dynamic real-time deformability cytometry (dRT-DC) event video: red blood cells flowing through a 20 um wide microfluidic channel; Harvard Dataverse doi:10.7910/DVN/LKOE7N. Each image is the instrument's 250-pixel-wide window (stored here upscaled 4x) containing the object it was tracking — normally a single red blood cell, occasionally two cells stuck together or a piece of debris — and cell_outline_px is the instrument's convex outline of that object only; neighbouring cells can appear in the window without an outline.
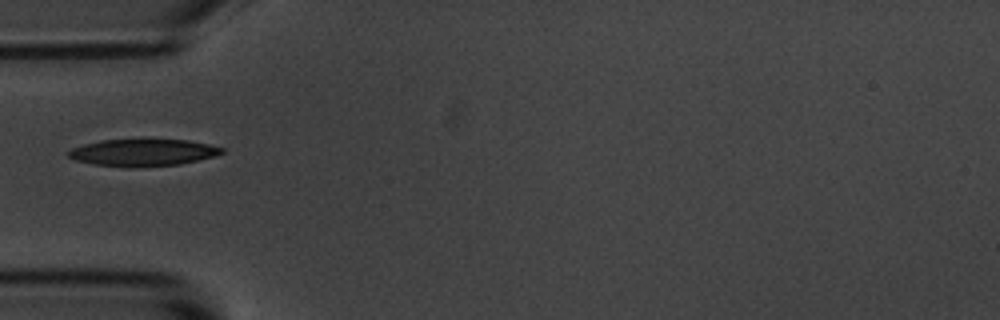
{"species": "common noctule bat (a hibernating species)", "species_latin": "Nyctalus noctula", "temperature_condition": "room temperature", "stored_images_in_passage": 38, "camera_frame_rate_fps": 3000, "um_per_image_px": 0.085, "animal": {"sex": "male", "body_mass_g": 20.1, "forearm_length_mm": 53.5}, "frame": {"image": 1, "passage_image": 1, "time_ms": 0.0, "image_size_px": [1000, 320], "cell_outline_px": [[224, 152], [212, 156], [180, 164], [96, 164], [76, 160], [68, 156], [68, 152], [72, 148], [84, 144], [100, 140], [144, 136], [188, 140], [208, 144], [224, 148]], "centroid_in_image_um": [12.17, 12.85], "position_along_channel_um": 72.8, "area_um2": 23.87}}
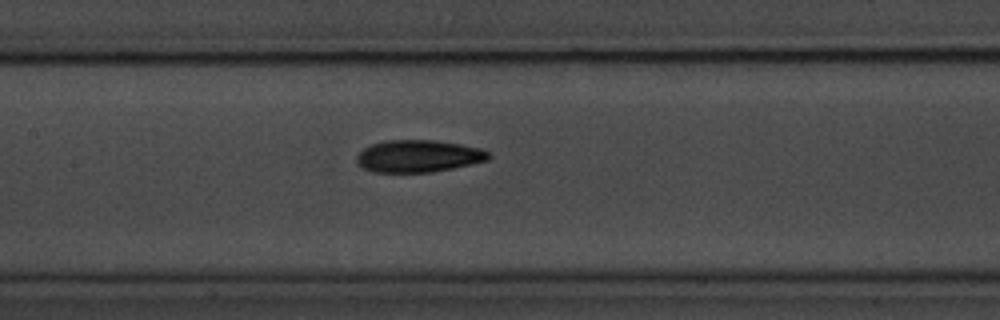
{"frame": {"image": 2, "passage_image": 9, "time_ms": 2.667, "image_size_px": [1000, 320], "cell_outline_px": [[492, 156], [488, 160], [452, 168], [432, 172], [372, 172], [364, 168], [356, 160], [356, 156], [364, 148], [372, 144], [384, 140], [436, 140], [460, 144], [480, 148], [488, 152]], "centroid_in_image_um": [35.57, 13.26], "position_along_channel_um": 171.8, "area_um2": 24.68}}
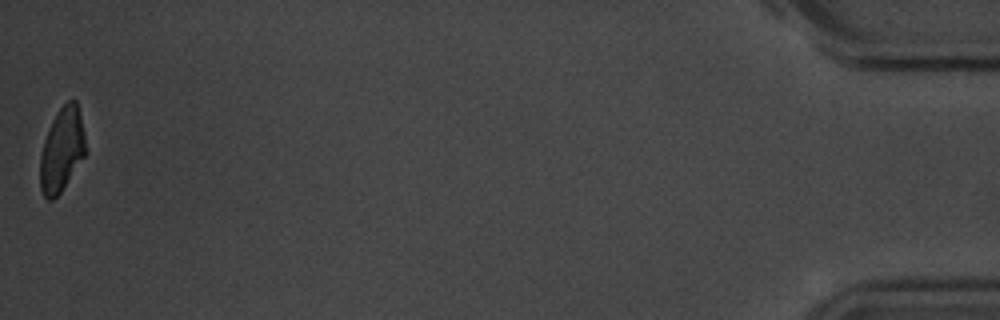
{"frame": {"image": 3, "passage_image": 38, "time_ms": 12.333, "image_size_px": [1000, 320], "cell_outline_px": [[88, 152], [60, 192], [52, 200], [48, 200], [44, 196], [40, 188], [40, 156], [44, 140], [52, 120], [60, 108], [68, 100], [76, 100], [84, 132]], "centroid_in_image_um": [5.27, 12.74], "position_along_channel_um": 429.9, "area_um2": 22.2}}